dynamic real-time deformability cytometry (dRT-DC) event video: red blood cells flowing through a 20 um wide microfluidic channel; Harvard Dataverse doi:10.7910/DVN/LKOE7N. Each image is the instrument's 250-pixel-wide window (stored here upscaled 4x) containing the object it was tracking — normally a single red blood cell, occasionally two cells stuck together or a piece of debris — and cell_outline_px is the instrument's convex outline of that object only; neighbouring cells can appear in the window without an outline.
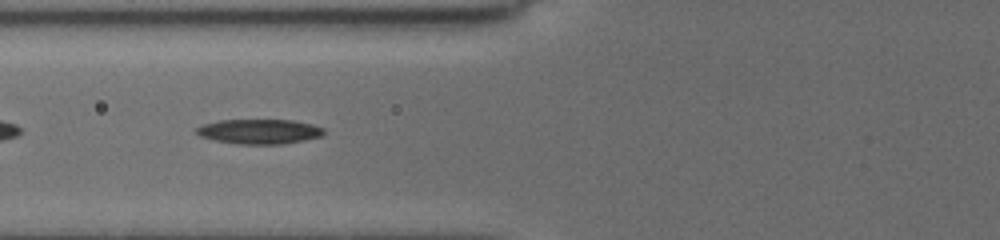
{"species": "common noctule bat (a hibernating species)", "species_latin": "Nyctalus noctula", "temperature_condition": "cold", "stored_images_in_passage": 37, "camera_frame_rate_fps": 3000, "um_per_image_px": 0.085, "animal": {"sex": "female", "body_mass_g": 19.5, "forearm_length_mm": 54.1}, "frame": {"image": 1, "passage_image": 5, "time_ms": 1.333, "image_size_px": [1000, 240], "cell_outline_px": [[324, 132], [320, 136], [304, 140], [284, 144], [236, 144], [216, 140], [200, 136], [196, 132], [196, 128], [204, 124], [220, 120], [292, 120], [312, 124], [324, 128]], "centroid_in_image_um": [22.05, 11.18], "position_along_channel_um": 103.8, "area_um2": 18.26}}
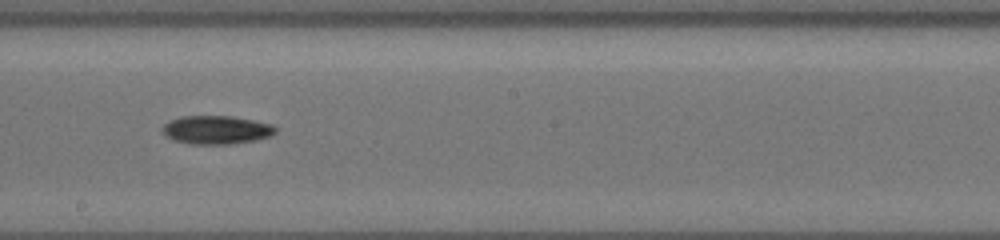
{"frame": {"image": 2, "passage_image": 15, "time_ms": 4.667, "image_size_px": [1000, 240], "cell_outline_px": [[276, 132], [268, 136], [256, 140], [228, 144], [192, 144], [176, 140], [168, 136], [164, 132], [164, 124], [180, 116], [232, 116], [272, 124], [276, 128]], "centroid_in_image_um": [18.43, 11.03], "position_along_channel_um": 229.8, "area_um2": 18.38}}
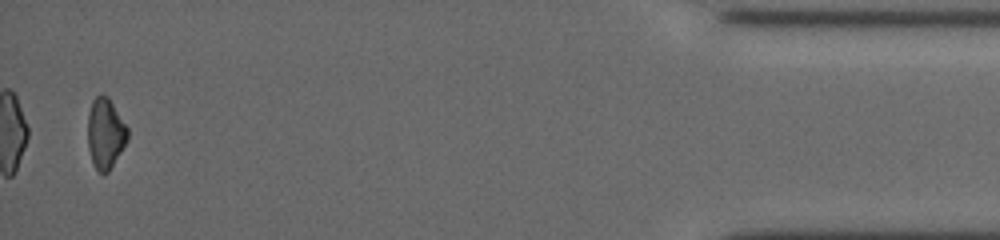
{"frame": {"image": 3, "passage_image": 36, "time_ms": 11.667, "image_size_px": [1000, 240], "cell_outline_px": [[128, 140], [108, 172], [104, 176], [96, 168], [92, 160], [88, 148], [88, 116], [92, 100], [96, 96], [108, 96], [128, 128]], "centroid_in_image_um": [8.96, 11.35], "position_along_channel_um": 426.2, "area_um2": 16.24}, "authors_computed_cell_mechanics": {"area_um2": 17.5134, "velocity_mm_per_s": 3.7766, "shape_relaxation_time_tau1_ms": 3.33, "shape_relaxation_time_tau2_ms": null, "deformation_change_tau1": 0.1046, "deformation_change_tau2": null}}